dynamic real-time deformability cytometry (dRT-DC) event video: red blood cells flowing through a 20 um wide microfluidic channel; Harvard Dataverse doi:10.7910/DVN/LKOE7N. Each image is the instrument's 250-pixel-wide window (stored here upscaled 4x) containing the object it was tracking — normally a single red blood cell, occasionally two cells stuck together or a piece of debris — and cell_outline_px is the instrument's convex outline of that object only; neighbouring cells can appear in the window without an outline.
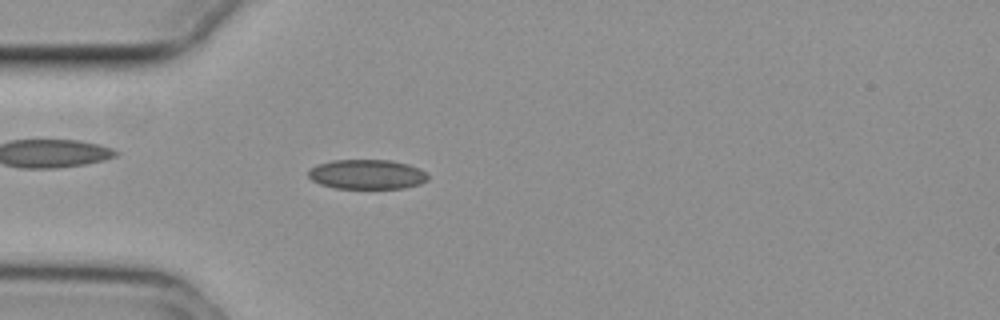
{"species": "common noctule bat (a hibernating species)", "species_latin": "Nyctalus noctula", "temperature_condition": "cold", "stored_images_in_passage": 54, "camera_frame_rate_fps": 3000, "um_per_image_px": 0.085, "animal": {"sex": "female", "body_mass_g": 29.2, "forearm_length_mm": 56.3}, "frame": {"image": 1, "passage_image": 15, "time_ms": 4.667, "image_size_px": [1000, 320], "cell_outline_px": [[428, 180], [420, 184], [404, 188], [336, 188], [320, 184], [312, 180], [308, 176], [308, 168], [316, 164], [332, 160], [392, 160], [408, 164], [424, 172], [428, 176]], "centroid_in_image_um": [31.15, 14.81], "position_along_channel_um": 53.9, "area_um2": 20.69}}
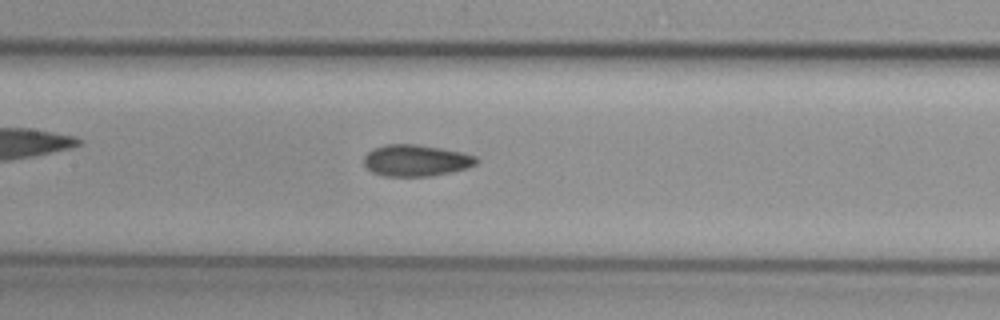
{"frame": {"image": 2, "passage_image": 25, "time_ms": 8.0, "image_size_px": [1000, 320], "cell_outline_px": [[480, 160], [476, 164], [468, 168], [452, 172], [432, 176], [384, 176], [372, 172], [364, 164], [364, 156], [372, 148], [384, 144], [416, 144], [440, 148], [460, 152], [476, 156]], "centroid_in_image_um": [35.36, 13.64], "position_along_channel_um": 172.0, "area_um2": 20.81}}
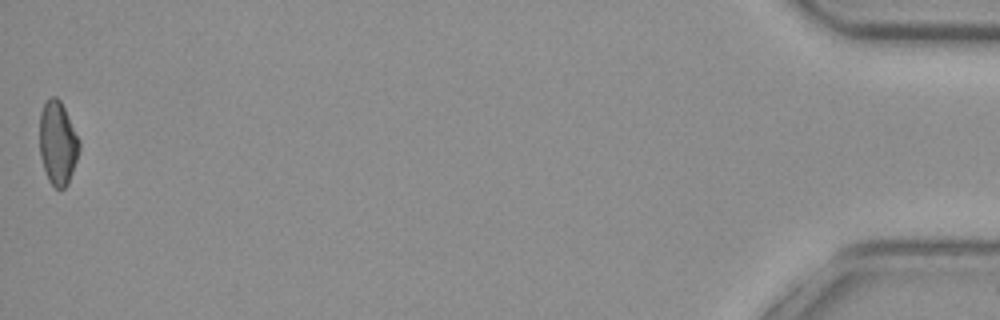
{"frame": {"image": 3, "passage_image": 54, "time_ms": 17.667, "image_size_px": [1000, 320], "cell_outline_px": [[80, 148], [68, 184], [64, 188], [56, 188], [48, 180], [40, 156], [40, 112], [44, 104], [52, 96], [56, 96], [60, 100], [80, 140]], "centroid_in_image_um": [4.91, 12.16], "position_along_channel_um": 430.3, "area_um2": 19.13}, "authors_computed_cell_mechanics": {"area_um2": 20.4034, "velocity_mm_per_s": 3.7478, "shape_relaxation_time_tau1_ms": null, "shape_relaxation_time_tau2_ms": 3.2458, "deformation_change_tau1": null, "deformation_change_tau2": 0.0973}}